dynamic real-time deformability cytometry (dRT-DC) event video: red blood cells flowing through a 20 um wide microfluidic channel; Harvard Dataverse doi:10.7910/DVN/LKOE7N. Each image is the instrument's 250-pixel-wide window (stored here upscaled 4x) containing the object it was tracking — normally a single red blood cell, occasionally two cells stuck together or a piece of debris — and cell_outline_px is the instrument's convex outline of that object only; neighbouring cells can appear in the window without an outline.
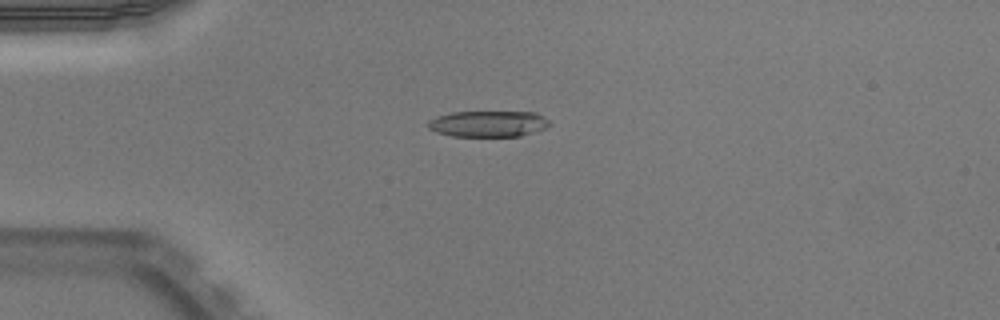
{"species": "Egyptian fruit bat (a non-hibernating species)", "species_latin": "Rousettus aegyptiacus", "temperature_condition": "warm", "stored_images_in_passage": 52, "camera_frame_rate_fps": 3000, "um_per_image_px": 0.085, "animal": {"sex": "male"}, "frame": {"image": 1, "passage_image": 14, "time_ms": 4.333, "image_size_px": [1000, 320], "cell_outline_px": [[552, 124], [544, 128], [520, 136], [452, 136], [436, 132], [428, 128], [428, 120], [436, 116], [452, 112], [536, 112], [548, 120]], "centroid_in_image_um": [41.47, 10.52], "position_along_channel_um": 43.5, "area_um2": 18.44}}
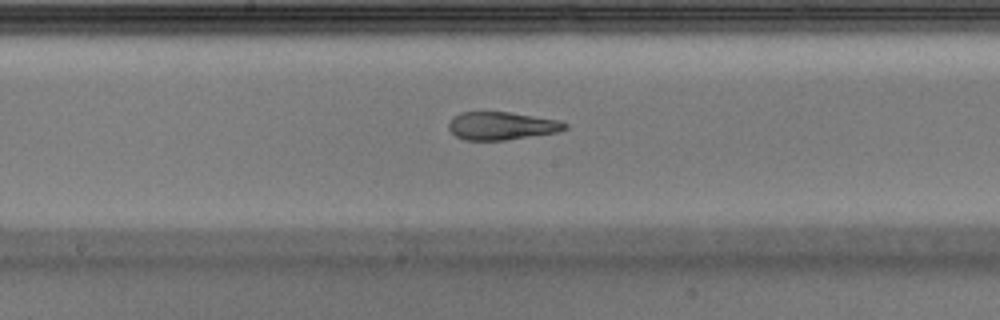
{"frame": {"image": 2, "passage_image": 28, "time_ms": 9.0, "image_size_px": [1000, 320], "cell_outline_px": [[568, 128], [556, 132], [504, 140], [464, 140], [456, 136], [448, 128], [448, 124], [452, 116], [460, 112], [512, 112], [560, 120], [568, 124]], "centroid_in_image_um": [42.63, 10.68], "position_along_channel_um": 205.6, "area_um2": 19.02}}
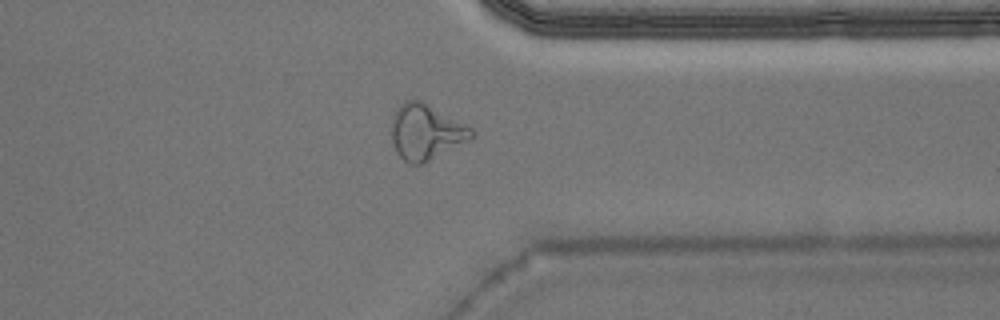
{"frame": {"image": 3, "passage_image": 41, "time_ms": 13.333, "image_size_px": [1000, 320], "cell_outline_px": [[476, 132], [472, 140], [424, 164], [408, 164], [396, 152], [392, 140], [392, 116], [396, 108], [404, 100], [420, 100], [468, 124]], "centroid_in_image_um": [36.25, 11.23], "position_along_channel_um": 375.2, "area_um2": 26.47}, "authors_computed_cell_mechanics": {"area_um2": 19.9988, "velocity_mm_per_s": 3.9702, "shape_relaxation_time_tau1_ms": null, "shape_relaxation_time_tau2_ms": 1.5937, "deformation_change_tau1": null, "deformation_change_tau2": 0.0907}}